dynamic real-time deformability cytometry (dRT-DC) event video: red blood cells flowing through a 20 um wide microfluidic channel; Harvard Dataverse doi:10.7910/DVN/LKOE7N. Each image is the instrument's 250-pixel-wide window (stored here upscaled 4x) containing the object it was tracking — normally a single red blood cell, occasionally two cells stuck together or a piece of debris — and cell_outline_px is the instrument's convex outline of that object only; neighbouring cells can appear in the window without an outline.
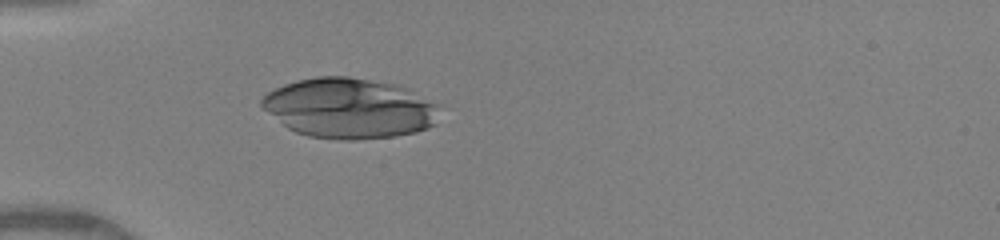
{"species": "human", "species_latin": "Homo sapiens", "temperature_condition": "warm", "stored_images_in_passage": 49, "camera_frame_rate_fps": 3000, "um_per_image_px": 0.085, "donor": {"sex": "female"}, "frame": {"image": 1, "passage_image": 15, "time_ms": 4.667, "image_size_px": [1000, 240], "cell_outline_px": [[440, 104], [436, 124], [428, 128], [416, 132], [392, 136], [356, 140], [344, 140], [308, 136], [296, 132], [288, 128], [268, 112], [260, 104], [260, 100], [268, 92], [284, 84], [316, 76], [348, 76], [396, 84]], "centroid_in_image_um": [29.72, 9.2], "position_along_channel_um": 55.3, "area_um2": 62.31}}
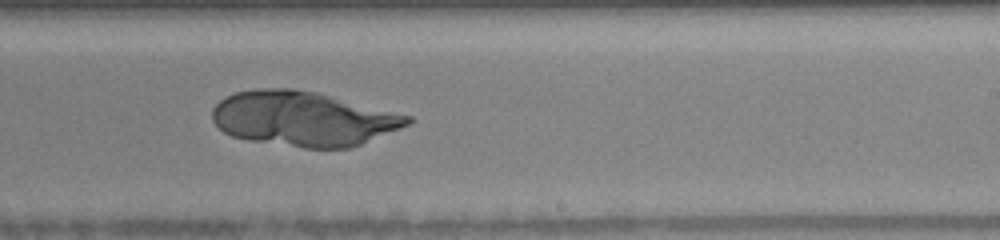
{"frame": {"image": 2, "passage_image": 31, "time_ms": 10.0, "image_size_px": [1000, 240], "cell_outline_px": [[412, 120], [408, 124], [400, 128], [360, 144], [348, 148], [304, 148], [248, 140], [232, 136], [224, 132], [212, 120], [212, 108], [224, 96], [236, 92], [256, 88], [292, 88], [316, 92], [412, 116]], "centroid_in_image_um": [25.73, 10.08], "position_along_channel_um": 263.3, "area_um2": 62.08}}